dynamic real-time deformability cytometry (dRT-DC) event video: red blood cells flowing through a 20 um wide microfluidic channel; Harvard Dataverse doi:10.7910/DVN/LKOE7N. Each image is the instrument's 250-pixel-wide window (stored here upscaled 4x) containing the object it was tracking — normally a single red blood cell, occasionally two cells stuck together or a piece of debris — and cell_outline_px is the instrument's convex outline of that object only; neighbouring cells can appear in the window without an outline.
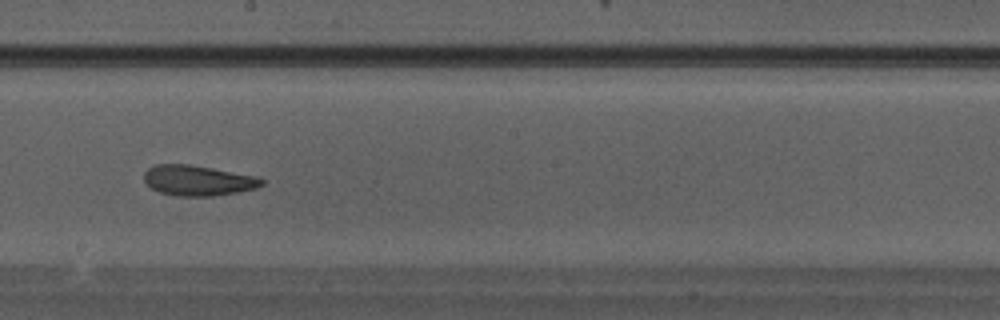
{"species": "Egyptian fruit bat (a non-hibernating species)", "species_latin": "Rousettus aegyptiacus", "temperature_condition": "warm", "stored_images_in_passage": 27, "camera_frame_rate_fps": 3000, "um_per_image_px": 0.085, "animal": {"sex": "male"}, "frame": {"image": 1, "passage_image": 12, "time_ms": 3.667, "image_size_px": [1000, 320], "cell_outline_px": [[264, 184], [256, 188], [236, 192], [212, 196], [180, 196], [160, 192], [152, 188], [144, 180], [144, 172], [152, 164], [188, 164], [256, 176], [264, 180]], "centroid_in_image_um": [16.8, 15.33], "position_along_channel_um": 231.4, "area_um2": 20.63}}